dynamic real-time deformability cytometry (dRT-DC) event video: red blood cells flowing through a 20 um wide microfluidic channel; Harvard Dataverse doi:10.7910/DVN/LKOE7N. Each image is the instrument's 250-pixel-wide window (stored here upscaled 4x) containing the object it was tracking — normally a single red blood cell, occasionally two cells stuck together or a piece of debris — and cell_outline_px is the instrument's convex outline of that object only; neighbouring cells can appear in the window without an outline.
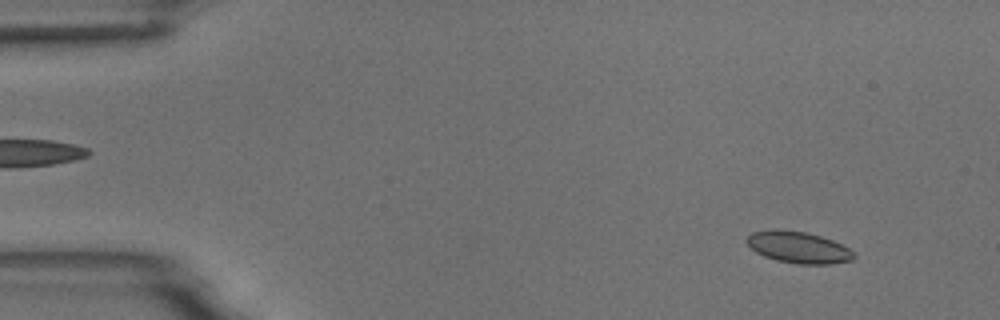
{"species": "common noctule bat (a hibernating species)", "species_latin": "Nyctalus noctula", "temperature_condition": "room temperature", "stored_images_in_passage": 54, "camera_frame_rate_fps": 3000, "um_per_image_px": 0.085, "animal": {"sex": "male", "body_mass_g": 18.8}, "frame": {"image": 1, "passage_image": 5, "time_ms": 1.333, "image_size_px": [1000, 320], "cell_outline_px": [[856, 256], [852, 260], [832, 264], [796, 264], [776, 260], [764, 256], [756, 252], [744, 240], [752, 232], [776, 228], [804, 232], [820, 236], [832, 240], [848, 248]], "centroid_in_image_um": [67.83, 21.02], "position_along_channel_um": 17.2, "area_um2": 19.71}}
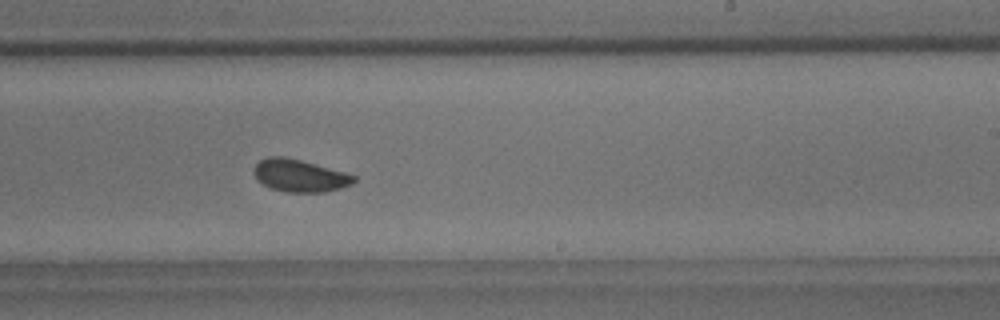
{"frame": {"image": 2, "passage_image": 33, "time_ms": 10.667, "image_size_px": [1000, 320], "cell_outline_px": [[356, 180], [352, 184], [340, 188], [324, 192], [284, 192], [272, 188], [264, 184], [252, 172], [256, 164], [260, 160], [268, 156], [284, 156], [300, 160], [344, 172], [356, 176]], "centroid_in_image_um": [25.47, 14.92], "position_along_channel_um": 263.5, "area_um2": 18.67}}
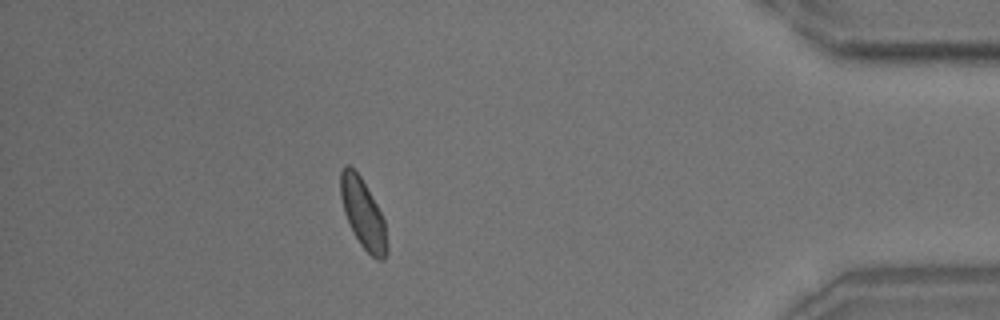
{"frame": {"image": 3, "passage_image": 48, "time_ms": 15.667, "image_size_px": [1000, 320], "cell_outline_px": [[388, 252], [384, 260], [376, 260], [360, 244], [344, 212], [340, 196], [340, 172], [344, 164], [348, 164], [360, 176], [376, 204], [384, 220], [388, 248]], "centroid_in_image_um": [30.86, 18.16], "position_along_channel_um": 404.3, "area_um2": 18.5}, "authors_computed_cell_mechanics": {"area_um2": 18.9584, "velocity_mm_per_s": 3.7231, "shape_relaxation_time_tau1_ms": 6.2818, "shape_relaxation_time_tau2_ms": 2.1251, "deformation_change_tau1": 0.0914, "deformation_change_tau2": 0.0651}}